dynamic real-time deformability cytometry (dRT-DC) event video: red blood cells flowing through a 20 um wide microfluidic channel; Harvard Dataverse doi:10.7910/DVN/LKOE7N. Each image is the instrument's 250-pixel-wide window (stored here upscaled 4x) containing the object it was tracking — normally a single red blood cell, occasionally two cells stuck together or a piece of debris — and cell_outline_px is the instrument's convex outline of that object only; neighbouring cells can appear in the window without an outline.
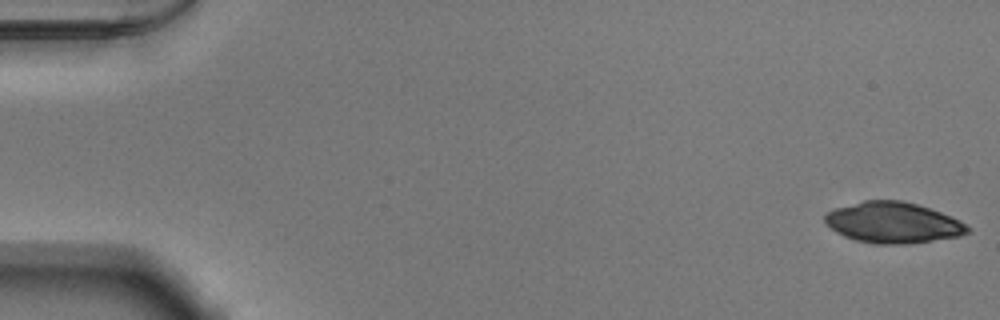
{"species": "Egyptian fruit bat (a non-hibernating species)", "species_latin": "Rousettus aegyptiacus", "temperature_condition": "warm", "stored_images_in_passage": 52, "camera_frame_rate_fps": 3000, "um_per_image_px": 0.085, "animal": {"sex": "male"}, "frame": {"image": 1, "passage_image": 1, "time_ms": 0.0, "image_size_px": [1000, 320], "cell_outline_px": [[972, 228], [968, 232], [960, 236], [904, 244], [876, 244], [856, 240], [844, 236], [836, 232], [824, 224], [824, 216], [832, 208], [864, 200], [900, 200], [916, 204], [940, 212], [960, 220]], "centroid_in_image_um": [75.87, 18.92], "position_along_channel_um": 9.1, "area_um2": 34.04}}